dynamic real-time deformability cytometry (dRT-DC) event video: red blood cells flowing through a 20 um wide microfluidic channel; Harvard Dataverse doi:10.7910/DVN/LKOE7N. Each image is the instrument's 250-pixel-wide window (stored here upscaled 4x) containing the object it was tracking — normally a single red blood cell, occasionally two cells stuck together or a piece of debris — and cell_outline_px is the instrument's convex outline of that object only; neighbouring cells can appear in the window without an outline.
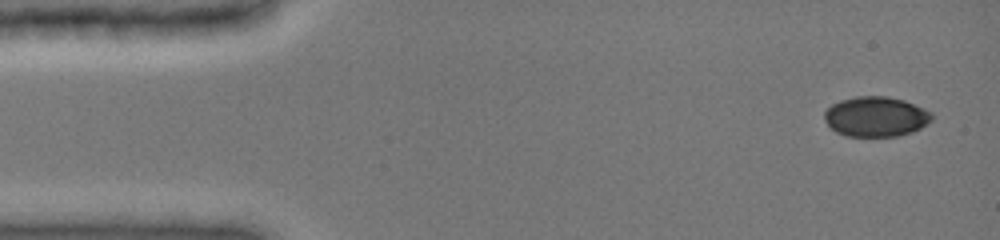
{"species": "common noctule bat (a hibernating species)", "species_latin": "Nyctalus noctula", "temperature_condition": "cold", "stored_images_in_passage": 36, "camera_frame_rate_fps": 3000, "um_per_image_px": 0.085, "animal": {"sex": "female", "body_mass_g": 19.0, "forearm_length_mm": 51.5}, "frame": {"image": 1, "passage_image": 1, "time_ms": 0.0, "image_size_px": [1000, 240], "cell_outline_px": [[932, 120], [928, 124], [912, 132], [896, 136], [848, 136], [836, 132], [824, 120], [824, 112], [832, 104], [840, 100], [856, 96], [888, 96], [904, 100], [924, 108], [932, 112]], "centroid_in_image_um": [74.46, 9.9], "position_along_channel_um": 10.5, "area_um2": 25.14}}
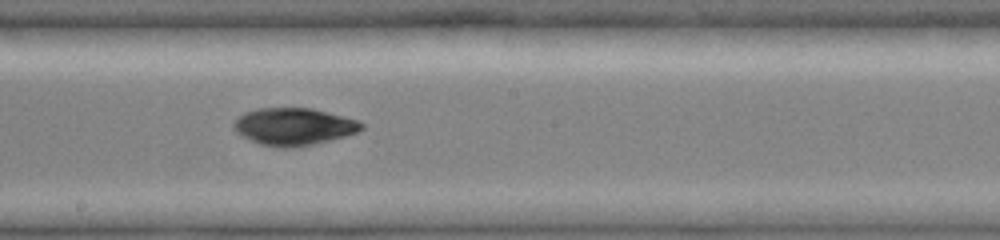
{"frame": {"image": 2, "passage_image": 19, "time_ms": 8.0, "image_size_px": [1000, 240], "cell_outline_px": [[364, 128], [356, 132], [344, 136], [296, 148], [276, 148], [260, 144], [240, 136], [232, 128], [232, 124], [244, 112], [256, 108], [312, 108], [360, 120], [364, 124]], "centroid_in_image_um": [24.94, 10.76], "position_along_channel_um": 223.3, "area_um2": 27.98}}
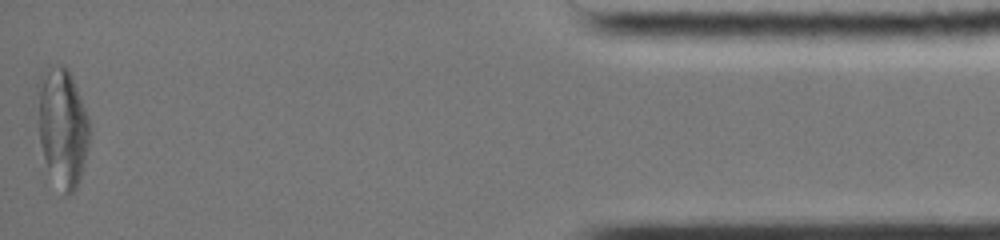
{"frame": {"image": 3, "passage_image": 36, "time_ms": 15.0, "image_size_px": [1000, 240], "cell_outline_px": [[92, 132], [80, 180], [76, 188], [72, 192], [64, 196], [44, 156], [40, 144], [36, 84], [40, 72], [48, 64], [64, 64], [68, 68], [80, 96], [88, 116]], "centroid_in_image_um": [5.31, 10.69], "position_along_channel_um": 429.9, "area_um2": 36.3}, "authors_computed_cell_mechanics": {"area_um2": 27.8885, "velocity_mm_per_s": 3.9899, "shape_relaxation_time_tau1_ms": 9.478, "shape_relaxation_time_tau2_ms": 2.3767, "deformation_change_tau1": 0.2074, "deformation_change_tau2": 0.0401}}